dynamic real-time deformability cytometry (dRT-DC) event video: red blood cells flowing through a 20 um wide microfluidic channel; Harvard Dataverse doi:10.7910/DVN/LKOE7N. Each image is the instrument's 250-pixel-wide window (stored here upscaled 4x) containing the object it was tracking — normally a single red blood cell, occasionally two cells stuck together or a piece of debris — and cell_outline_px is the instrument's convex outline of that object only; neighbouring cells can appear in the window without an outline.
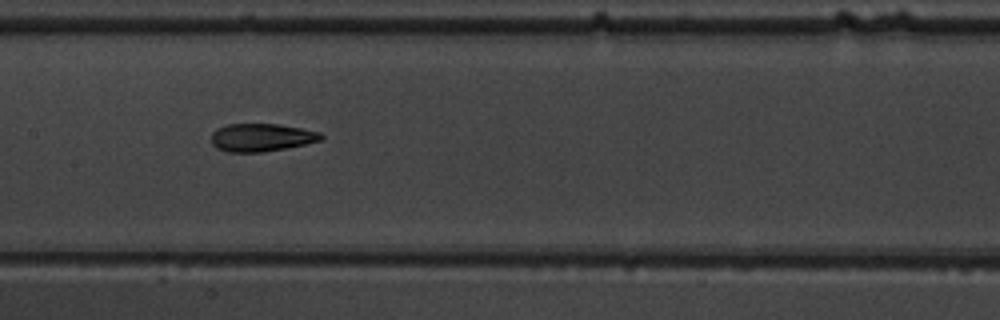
{"species": "common noctule bat (a hibernating species)", "species_latin": "Nyctalus noctula", "temperature_condition": "warm", "stored_images_in_passage": 9, "camera_frame_rate_fps": 3000, "um_per_image_px": 0.085, "animal": {"sex": "male", "body_mass_g": 19.5, "forearm_length_mm": 54.6}, "frame": {"image": 1, "passage_image": 8, "time_ms": 9.0, "image_size_px": [1000, 320], "cell_outline_px": [[324, 136], [320, 140], [304, 144], [264, 152], [228, 152], [216, 148], [212, 144], [212, 132], [216, 128], [228, 124], [280, 124], [320, 132]], "centroid_in_image_um": [22.19, 11.68], "position_along_channel_um": 185.2, "area_um2": 17.8}}
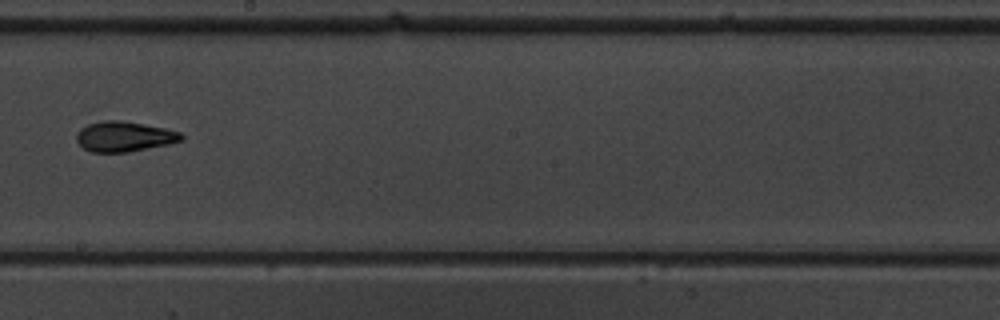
{"frame": {"image": 2, "passage_image": 9, "time_ms": 10.333, "image_size_px": [1000, 320], "cell_outline_px": [[184, 140], [168, 144], [128, 152], [92, 152], [84, 148], [76, 140], [76, 136], [80, 128], [88, 124], [104, 120], [120, 120], [164, 128], [180, 132], [184, 136]], "centroid_in_image_um": [10.56, 11.6], "position_along_channel_um": 237.6, "area_um2": 18.32}}